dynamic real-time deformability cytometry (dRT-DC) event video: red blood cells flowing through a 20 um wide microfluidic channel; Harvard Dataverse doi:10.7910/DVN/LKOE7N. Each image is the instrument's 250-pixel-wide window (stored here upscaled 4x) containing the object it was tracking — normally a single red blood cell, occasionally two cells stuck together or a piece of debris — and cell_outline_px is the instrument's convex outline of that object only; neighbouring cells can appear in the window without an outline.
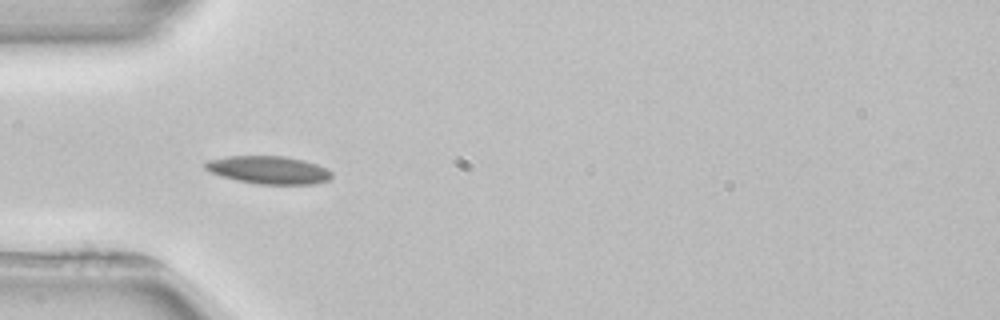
{"species": "common noctule bat (a hibernating species)", "species_latin": "Nyctalus noctula", "temperature_condition": "room temperature", "stored_images_in_passage": 4, "camera_frame_rate_fps": 3000, "um_per_image_px": 0.085, "animal": {"sex": "female", "body_mass_g": 22.7, "forearm_length_mm": 54.2}, "frame": {"image": 1, "passage_image": 3, "time_ms": 3.667, "image_size_px": [1000, 320], "cell_outline_px": [[332, 176], [328, 180], [312, 184], [256, 184], [236, 180], [220, 176], [204, 168], [204, 164], [208, 160], [228, 156], [284, 156], [304, 160], [316, 164], [332, 172]], "centroid_in_image_um": [22.81, 14.45], "position_along_channel_um": 62.2, "area_um2": 20.46}}